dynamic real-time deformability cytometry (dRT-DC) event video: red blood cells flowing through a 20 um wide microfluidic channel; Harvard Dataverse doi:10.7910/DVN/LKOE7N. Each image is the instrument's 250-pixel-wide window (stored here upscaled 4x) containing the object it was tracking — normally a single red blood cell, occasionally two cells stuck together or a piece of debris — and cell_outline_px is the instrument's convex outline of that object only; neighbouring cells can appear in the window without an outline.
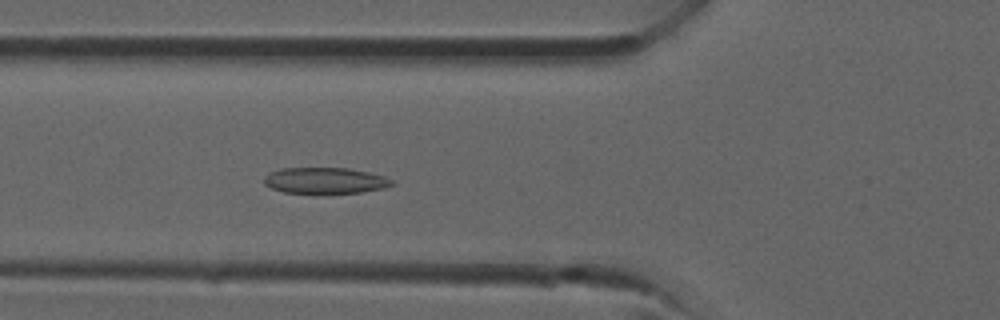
{"species": "common noctule bat (a hibernating species)", "species_latin": "Nyctalus noctula", "temperature_condition": "room temperature", "stored_images_in_passage": 33, "camera_frame_rate_fps": 3000, "um_per_image_px": 0.085, "animal": {"sex": "male", "forearm_length_mm": 52.5}, "frame": {"image": 1, "passage_image": 10, "time_ms": 3.0, "image_size_px": [1000, 320], "cell_outline_px": [[396, 184], [384, 188], [360, 192], [284, 192], [272, 188], [264, 184], [264, 176], [280, 168], [348, 168], [368, 172], [384, 176], [392, 180]], "centroid_in_image_um": [27.65, 15.33], "position_along_channel_um": 98.1, "area_um2": 19.07}}
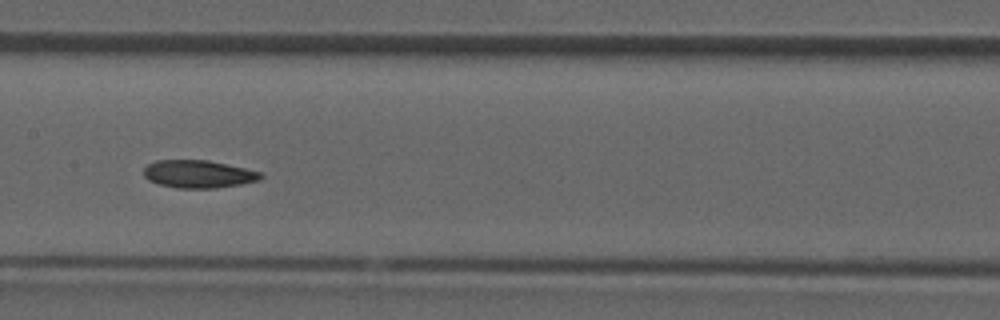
{"frame": {"image": 2, "passage_image": 15, "time_ms": 4.667, "image_size_px": [1000, 320], "cell_outline_px": [[264, 176], [260, 180], [240, 184], [216, 188], [180, 188], [160, 184], [148, 180], [144, 176], [144, 168], [148, 164], [156, 160], [208, 160], [264, 172]], "centroid_in_image_um": [16.9, 14.79], "position_along_channel_um": 190.5, "area_um2": 18.96}}
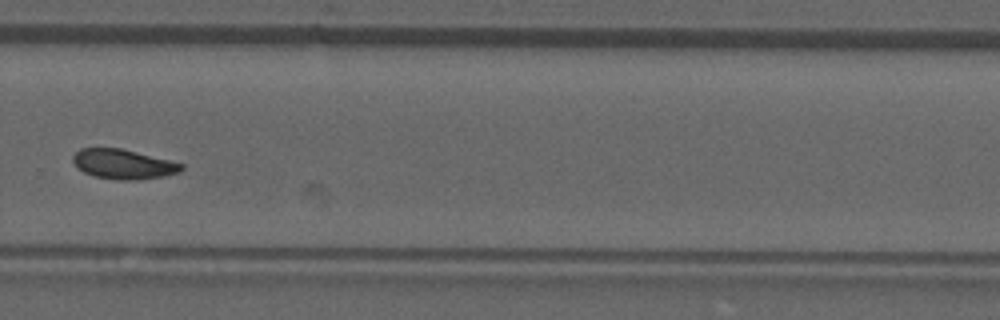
{"frame": {"image": 3, "passage_image": 22, "time_ms": 7.0, "image_size_px": [1000, 320], "cell_outline_px": [[184, 168], [180, 172], [164, 176], [136, 180], [120, 180], [92, 176], [76, 168], [72, 160], [72, 156], [80, 148], [120, 148], [184, 164]], "centroid_in_image_um": [10.45, 13.96], "position_along_channel_um": 319.4, "area_um2": 18.79}}